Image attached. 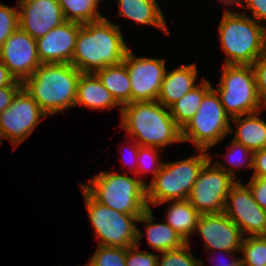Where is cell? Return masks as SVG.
<instances>
[{
	"instance_id": "6da1fadb",
	"label": "cell",
	"mask_w": 266,
	"mask_h": 266,
	"mask_svg": "<svg viewBox=\"0 0 266 266\" xmlns=\"http://www.w3.org/2000/svg\"><path fill=\"white\" fill-rule=\"evenodd\" d=\"M130 48L125 43L119 25L107 18L85 23L79 29L71 64L81 73L98 70L123 62Z\"/></svg>"
},
{
	"instance_id": "7a4b0ae2",
	"label": "cell",
	"mask_w": 266,
	"mask_h": 266,
	"mask_svg": "<svg viewBox=\"0 0 266 266\" xmlns=\"http://www.w3.org/2000/svg\"><path fill=\"white\" fill-rule=\"evenodd\" d=\"M81 74L71 63L41 64L23 82V88L50 116L75 106Z\"/></svg>"
},
{
	"instance_id": "3957f363",
	"label": "cell",
	"mask_w": 266,
	"mask_h": 266,
	"mask_svg": "<svg viewBox=\"0 0 266 266\" xmlns=\"http://www.w3.org/2000/svg\"><path fill=\"white\" fill-rule=\"evenodd\" d=\"M168 109V110H167ZM121 124L140 145L164 149L166 145L182 142L169 108L157 100L131 102L120 108Z\"/></svg>"
},
{
	"instance_id": "277c9868",
	"label": "cell",
	"mask_w": 266,
	"mask_h": 266,
	"mask_svg": "<svg viewBox=\"0 0 266 266\" xmlns=\"http://www.w3.org/2000/svg\"><path fill=\"white\" fill-rule=\"evenodd\" d=\"M245 13L226 9L219 24L224 64L251 65L266 52V27Z\"/></svg>"
},
{
	"instance_id": "5b68a950",
	"label": "cell",
	"mask_w": 266,
	"mask_h": 266,
	"mask_svg": "<svg viewBox=\"0 0 266 266\" xmlns=\"http://www.w3.org/2000/svg\"><path fill=\"white\" fill-rule=\"evenodd\" d=\"M117 172H100L88 184H80L96 201L116 211L141 216L147 209L148 182ZM91 185V186H90Z\"/></svg>"
},
{
	"instance_id": "8992f818",
	"label": "cell",
	"mask_w": 266,
	"mask_h": 266,
	"mask_svg": "<svg viewBox=\"0 0 266 266\" xmlns=\"http://www.w3.org/2000/svg\"><path fill=\"white\" fill-rule=\"evenodd\" d=\"M184 160L164 163L160 171L146 185V201L153 206L175 200H186L204 165L210 160L209 152L198 150Z\"/></svg>"
},
{
	"instance_id": "52a82bcc",
	"label": "cell",
	"mask_w": 266,
	"mask_h": 266,
	"mask_svg": "<svg viewBox=\"0 0 266 266\" xmlns=\"http://www.w3.org/2000/svg\"><path fill=\"white\" fill-rule=\"evenodd\" d=\"M218 88L221 104L230 118L262 111L256 76L251 65H223Z\"/></svg>"
},
{
	"instance_id": "ba28073f",
	"label": "cell",
	"mask_w": 266,
	"mask_h": 266,
	"mask_svg": "<svg viewBox=\"0 0 266 266\" xmlns=\"http://www.w3.org/2000/svg\"><path fill=\"white\" fill-rule=\"evenodd\" d=\"M230 116L212 87L204 96L197 113L181 130L182 142H192L197 150H208L232 132Z\"/></svg>"
},
{
	"instance_id": "9c48e42d",
	"label": "cell",
	"mask_w": 266,
	"mask_h": 266,
	"mask_svg": "<svg viewBox=\"0 0 266 266\" xmlns=\"http://www.w3.org/2000/svg\"><path fill=\"white\" fill-rule=\"evenodd\" d=\"M87 212L99 246L128 248L136 245L139 216L116 211L96 201L81 185Z\"/></svg>"
},
{
	"instance_id": "30bf717a",
	"label": "cell",
	"mask_w": 266,
	"mask_h": 266,
	"mask_svg": "<svg viewBox=\"0 0 266 266\" xmlns=\"http://www.w3.org/2000/svg\"><path fill=\"white\" fill-rule=\"evenodd\" d=\"M211 161L212 158L202 168L188 196L200 214L223 213L228 192L237 181L215 164L211 165Z\"/></svg>"
},
{
	"instance_id": "8fae6325",
	"label": "cell",
	"mask_w": 266,
	"mask_h": 266,
	"mask_svg": "<svg viewBox=\"0 0 266 266\" xmlns=\"http://www.w3.org/2000/svg\"><path fill=\"white\" fill-rule=\"evenodd\" d=\"M47 116L29 93L22 88L14 97L12 104L0 114V145L1 138H6L15 149Z\"/></svg>"
},
{
	"instance_id": "7c38bea8",
	"label": "cell",
	"mask_w": 266,
	"mask_h": 266,
	"mask_svg": "<svg viewBox=\"0 0 266 266\" xmlns=\"http://www.w3.org/2000/svg\"><path fill=\"white\" fill-rule=\"evenodd\" d=\"M126 64L131 85V102L155 101L166 73V59L136 57L129 49Z\"/></svg>"
},
{
	"instance_id": "4fadbf2b",
	"label": "cell",
	"mask_w": 266,
	"mask_h": 266,
	"mask_svg": "<svg viewBox=\"0 0 266 266\" xmlns=\"http://www.w3.org/2000/svg\"><path fill=\"white\" fill-rule=\"evenodd\" d=\"M224 213L243 235H266V210L254 199L249 186L236 181L228 192Z\"/></svg>"
},
{
	"instance_id": "5bb4252c",
	"label": "cell",
	"mask_w": 266,
	"mask_h": 266,
	"mask_svg": "<svg viewBox=\"0 0 266 266\" xmlns=\"http://www.w3.org/2000/svg\"><path fill=\"white\" fill-rule=\"evenodd\" d=\"M0 60L10 74L24 82L42 64L39 60L36 40L18 27L0 48Z\"/></svg>"
},
{
	"instance_id": "9a60e30c",
	"label": "cell",
	"mask_w": 266,
	"mask_h": 266,
	"mask_svg": "<svg viewBox=\"0 0 266 266\" xmlns=\"http://www.w3.org/2000/svg\"><path fill=\"white\" fill-rule=\"evenodd\" d=\"M194 233H200L209 252L218 250L229 255L240 251L244 239L240 228L224 212L201 214Z\"/></svg>"
},
{
	"instance_id": "2e32d148",
	"label": "cell",
	"mask_w": 266,
	"mask_h": 266,
	"mask_svg": "<svg viewBox=\"0 0 266 266\" xmlns=\"http://www.w3.org/2000/svg\"><path fill=\"white\" fill-rule=\"evenodd\" d=\"M19 27L37 40L66 20L58 0H19Z\"/></svg>"
},
{
	"instance_id": "e0dca14e",
	"label": "cell",
	"mask_w": 266,
	"mask_h": 266,
	"mask_svg": "<svg viewBox=\"0 0 266 266\" xmlns=\"http://www.w3.org/2000/svg\"><path fill=\"white\" fill-rule=\"evenodd\" d=\"M82 24L65 21L36 40L39 60L46 63H71Z\"/></svg>"
},
{
	"instance_id": "ac0fdd59",
	"label": "cell",
	"mask_w": 266,
	"mask_h": 266,
	"mask_svg": "<svg viewBox=\"0 0 266 266\" xmlns=\"http://www.w3.org/2000/svg\"><path fill=\"white\" fill-rule=\"evenodd\" d=\"M198 70L196 64L182 65L165 73L157 98L166 108L191 91L196 85Z\"/></svg>"
},
{
	"instance_id": "d6986e66",
	"label": "cell",
	"mask_w": 266,
	"mask_h": 266,
	"mask_svg": "<svg viewBox=\"0 0 266 266\" xmlns=\"http://www.w3.org/2000/svg\"><path fill=\"white\" fill-rule=\"evenodd\" d=\"M78 105L94 110H110L117 106L120 107L95 73L81 74L75 101V106Z\"/></svg>"
},
{
	"instance_id": "ffe728a7",
	"label": "cell",
	"mask_w": 266,
	"mask_h": 266,
	"mask_svg": "<svg viewBox=\"0 0 266 266\" xmlns=\"http://www.w3.org/2000/svg\"><path fill=\"white\" fill-rule=\"evenodd\" d=\"M119 5L118 17H127L142 25L158 27L169 34L166 20L156 0H117Z\"/></svg>"
},
{
	"instance_id": "44dd1931",
	"label": "cell",
	"mask_w": 266,
	"mask_h": 266,
	"mask_svg": "<svg viewBox=\"0 0 266 266\" xmlns=\"http://www.w3.org/2000/svg\"><path fill=\"white\" fill-rule=\"evenodd\" d=\"M151 208H148L138 219L145 225L149 245L157 252H166L182 247L186 242L168 223H154Z\"/></svg>"
},
{
	"instance_id": "7402d4cb",
	"label": "cell",
	"mask_w": 266,
	"mask_h": 266,
	"mask_svg": "<svg viewBox=\"0 0 266 266\" xmlns=\"http://www.w3.org/2000/svg\"><path fill=\"white\" fill-rule=\"evenodd\" d=\"M260 113L231 118L237 128L233 140L252 152L266 148V122L259 118Z\"/></svg>"
},
{
	"instance_id": "603a6c76",
	"label": "cell",
	"mask_w": 266,
	"mask_h": 266,
	"mask_svg": "<svg viewBox=\"0 0 266 266\" xmlns=\"http://www.w3.org/2000/svg\"><path fill=\"white\" fill-rule=\"evenodd\" d=\"M212 88L209 80L202 77L201 83L169 107L176 126L182 130L197 113L205 94Z\"/></svg>"
},
{
	"instance_id": "cb8c5ba5",
	"label": "cell",
	"mask_w": 266,
	"mask_h": 266,
	"mask_svg": "<svg viewBox=\"0 0 266 266\" xmlns=\"http://www.w3.org/2000/svg\"><path fill=\"white\" fill-rule=\"evenodd\" d=\"M95 74L121 107L131 103L130 78L124 62L106 66Z\"/></svg>"
},
{
	"instance_id": "d4e9b609",
	"label": "cell",
	"mask_w": 266,
	"mask_h": 266,
	"mask_svg": "<svg viewBox=\"0 0 266 266\" xmlns=\"http://www.w3.org/2000/svg\"><path fill=\"white\" fill-rule=\"evenodd\" d=\"M172 202L166 213L165 221L186 243H189V236L194 234L201 214L191 205L188 199Z\"/></svg>"
},
{
	"instance_id": "484cf974",
	"label": "cell",
	"mask_w": 266,
	"mask_h": 266,
	"mask_svg": "<svg viewBox=\"0 0 266 266\" xmlns=\"http://www.w3.org/2000/svg\"><path fill=\"white\" fill-rule=\"evenodd\" d=\"M100 0H58L66 21L80 24L95 22L105 18L98 11Z\"/></svg>"
},
{
	"instance_id": "4316f807",
	"label": "cell",
	"mask_w": 266,
	"mask_h": 266,
	"mask_svg": "<svg viewBox=\"0 0 266 266\" xmlns=\"http://www.w3.org/2000/svg\"><path fill=\"white\" fill-rule=\"evenodd\" d=\"M241 266H266V235L248 236L242 241Z\"/></svg>"
},
{
	"instance_id": "83f0119b",
	"label": "cell",
	"mask_w": 266,
	"mask_h": 266,
	"mask_svg": "<svg viewBox=\"0 0 266 266\" xmlns=\"http://www.w3.org/2000/svg\"><path fill=\"white\" fill-rule=\"evenodd\" d=\"M227 152L229 153L228 159H230L229 162L232 165L233 169L227 167V165H222V163L218 161L217 162L215 161L214 164L218 168L224 170L226 173L231 175L234 180L235 178H237L235 175L236 174L235 171H238L237 169H239L240 167L242 166L244 167L246 165V167L252 169L253 152L250 149L232 140L230 146L228 147Z\"/></svg>"
},
{
	"instance_id": "f1b7e54d",
	"label": "cell",
	"mask_w": 266,
	"mask_h": 266,
	"mask_svg": "<svg viewBox=\"0 0 266 266\" xmlns=\"http://www.w3.org/2000/svg\"><path fill=\"white\" fill-rule=\"evenodd\" d=\"M90 257L91 266H125L126 248L98 245Z\"/></svg>"
},
{
	"instance_id": "f546056e",
	"label": "cell",
	"mask_w": 266,
	"mask_h": 266,
	"mask_svg": "<svg viewBox=\"0 0 266 266\" xmlns=\"http://www.w3.org/2000/svg\"><path fill=\"white\" fill-rule=\"evenodd\" d=\"M190 251V244L185 243L178 249L160 252L157 266H199V260L189 254Z\"/></svg>"
},
{
	"instance_id": "4dcf8cb0",
	"label": "cell",
	"mask_w": 266,
	"mask_h": 266,
	"mask_svg": "<svg viewBox=\"0 0 266 266\" xmlns=\"http://www.w3.org/2000/svg\"><path fill=\"white\" fill-rule=\"evenodd\" d=\"M159 148L140 146L137 157L136 176L145 172H152V179L160 171L163 163L158 161ZM154 166V167H153ZM140 174V175H139Z\"/></svg>"
},
{
	"instance_id": "1f68e13d",
	"label": "cell",
	"mask_w": 266,
	"mask_h": 266,
	"mask_svg": "<svg viewBox=\"0 0 266 266\" xmlns=\"http://www.w3.org/2000/svg\"><path fill=\"white\" fill-rule=\"evenodd\" d=\"M144 233L138 229V239L136 245L126 248L125 266H157L158 255L149 251H140L139 243Z\"/></svg>"
},
{
	"instance_id": "d6a6232c",
	"label": "cell",
	"mask_w": 266,
	"mask_h": 266,
	"mask_svg": "<svg viewBox=\"0 0 266 266\" xmlns=\"http://www.w3.org/2000/svg\"><path fill=\"white\" fill-rule=\"evenodd\" d=\"M18 27V10L0 3V48L6 39L12 35Z\"/></svg>"
},
{
	"instance_id": "836d02e7",
	"label": "cell",
	"mask_w": 266,
	"mask_h": 266,
	"mask_svg": "<svg viewBox=\"0 0 266 266\" xmlns=\"http://www.w3.org/2000/svg\"><path fill=\"white\" fill-rule=\"evenodd\" d=\"M252 67L256 76L258 98L266 108V52L252 64Z\"/></svg>"
},
{
	"instance_id": "e575fe53",
	"label": "cell",
	"mask_w": 266,
	"mask_h": 266,
	"mask_svg": "<svg viewBox=\"0 0 266 266\" xmlns=\"http://www.w3.org/2000/svg\"><path fill=\"white\" fill-rule=\"evenodd\" d=\"M23 88V82L15 80L11 85L0 87V114L8 108L16 96Z\"/></svg>"
},
{
	"instance_id": "d590c367",
	"label": "cell",
	"mask_w": 266,
	"mask_h": 266,
	"mask_svg": "<svg viewBox=\"0 0 266 266\" xmlns=\"http://www.w3.org/2000/svg\"><path fill=\"white\" fill-rule=\"evenodd\" d=\"M255 201L266 210V178L251 177L247 183Z\"/></svg>"
},
{
	"instance_id": "8d00e7d4",
	"label": "cell",
	"mask_w": 266,
	"mask_h": 266,
	"mask_svg": "<svg viewBox=\"0 0 266 266\" xmlns=\"http://www.w3.org/2000/svg\"><path fill=\"white\" fill-rule=\"evenodd\" d=\"M246 6L241 7L252 12L253 19L258 23L266 21V0H244Z\"/></svg>"
},
{
	"instance_id": "74e56055",
	"label": "cell",
	"mask_w": 266,
	"mask_h": 266,
	"mask_svg": "<svg viewBox=\"0 0 266 266\" xmlns=\"http://www.w3.org/2000/svg\"><path fill=\"white\" fill-rule=\"evenodd\" d=\"M252 177L266 178V148L253 152Z\"/></svg>"
},
{
	"instance_id": "f35d334b",
	"label": "cell",
	"mask_w": 266,
	"mask_h": 266,
	"mask_svg": "<svg viewBox=\"0 0 266 266\" xmlns=\"http://www.w3.org/2000/svg\"><path fill=\"white\" fill-rule=\"evenodd\" d=\"M16 79L10 74L8 68L0 60V87L11 85Z\"/></svg>"
},
{
	"instance_id": "ab89813d",
	"label": "cell",
	"mask_w": 266,
	"mask_h": 266,
	"mask_svg": "<svg viewBox=\"0 0 266 266\" xmlns=\"http://www.w3.org/2000/svg\"><path fill=\"white\" fill-rule=\"evenodd\" d=\"M133 144V146H132V150H131V152H132V157H134V159H135V164L134 165H130V166H128L129 167V169H130V171L132 172V173H134V175H136V168H137V157H138V151H139V147H140V145L134 140V143H132ZM122 157H124V156H122ZM121 157V161H124L125 162V160L123 159ZM134 162V161H133ZM126 164V163H125Z\"/></svg>"
},
{
	"instance_id": "60d3db41",
	"label": "cell",
	"mask_w": 266,
	"mask_h": 266,
	"mask_svg": "<svg viewBox=\"0 0 266 266\" xmlns=\"http://www.w3.org/2000/svg\"><path fill=\"white\" fill-rule=\"evenodd\" d=\"M223 4H227V5H231V6H233L234 8H235V6L234 5H240V6H242L243 5V1L244 0H220Z\"/></svg>"
},
{
	"instance_id": "b9f144b4",
	"label": "cell",
	"mask_w": 266,
	"mask_h": 266,
	"mask_svg": "<svg viewBox=\"0 0 266 266\" xmlns=\"http://www.w3.org/2000/svg\"><path fill=\"white\" fill-rule=\"evenodd\" d=\"M217 266H241V259L239 257L238 259L233 260L232 262H227Z\"/></svg>"
},
{
	"instance_id": "7bdbcfd3",
	"label": "cell",
	"mask_w": 266,
	"mask_h": 266,
	"mask_svg": "<svg viewBox=\"0 0 266 266\" xmlns=\"http://www.w3.org/2000/svg\"><path fill=\"white\" fill-rule=\"evenodd\" d=\"M199 266H203V262L199 260Z\"/></svg>"
}]
</instances>
